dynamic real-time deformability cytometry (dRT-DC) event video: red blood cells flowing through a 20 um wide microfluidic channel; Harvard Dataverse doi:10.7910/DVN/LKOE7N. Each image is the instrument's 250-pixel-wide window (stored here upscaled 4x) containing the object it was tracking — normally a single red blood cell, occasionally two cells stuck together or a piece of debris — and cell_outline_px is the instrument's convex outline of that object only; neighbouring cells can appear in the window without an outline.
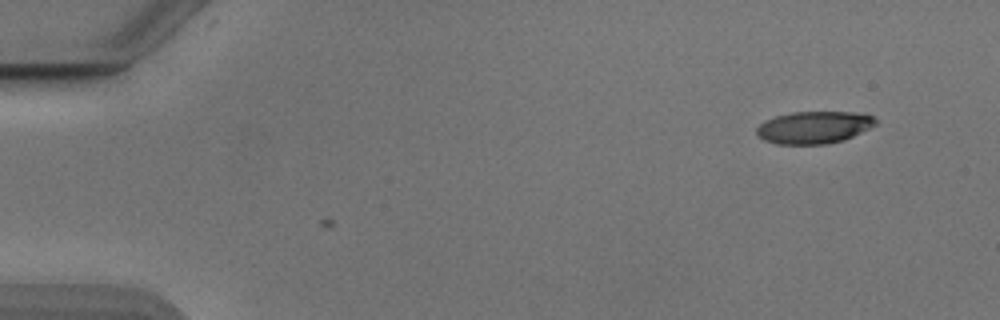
{"species": "Egyptian fruit bat (a non-hibernating species)", "species_latin": "Rousettus aegyptiacus", "temperature_condition": "cold", "stored_images_in_passage": 3, "camera_frame_rate_fps": 3000, "um_per_image_px": 0.085, "animal": {"sex": "male"}, "frame": {"image": 1, "passage_image": 1, "time_ms": 0.0, "image_size_px": [1000, 320], "cell_outline_px": [[876, 124], [844, 140], [828, 144], [776, 144], [764, 140], [756, 132], [756, 128], [764, 120], [776, 116], [792, 112], [864, 112], [872, 116], [876, 120]], "centroid_in_image_um": [69.18, 10.82], "position_along_channel_um": 15.8, "area_um2": 22.37}}